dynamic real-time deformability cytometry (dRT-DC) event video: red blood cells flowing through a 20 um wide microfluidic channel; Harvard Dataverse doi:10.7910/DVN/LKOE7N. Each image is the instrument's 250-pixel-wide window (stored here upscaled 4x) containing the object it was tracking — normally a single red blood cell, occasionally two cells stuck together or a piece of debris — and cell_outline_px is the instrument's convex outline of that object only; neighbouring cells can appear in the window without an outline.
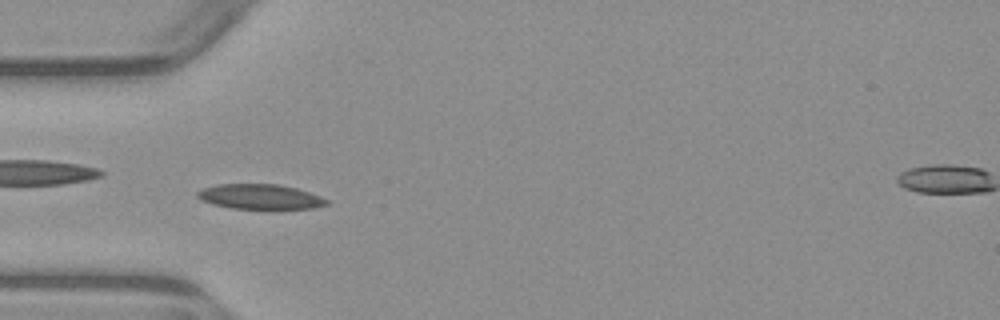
{"species": "common noctule bat (a hibernating species)", "species_latin": "Nyctalus noctula", "temperature_condition": "warm", "stored_images_in_passage": 7, "camera_frame_rate_fps": 3000, "um_per_image_px": 0.085, "animal": {"sex": "male", "body_mass_g": 23.1, "forearm_length_mm": 52.7}, "frame": {"image": 1, "passage_image": 4, "time_ms": 5.0, "image_size_px": [1000, 320], "cell_outline_px": [[332, 204], [312, 208], [232, 208], [212, 204], [200, 200], [196, 196], [196, 192], [204, 188], [216, 184], [280, 184], [296, 188], [320, 196], [328, 200]], "centroid_in_image_um": [22.1, 16.71], "position_along_channel_um": 62.9, "area_um2": 18.73}}
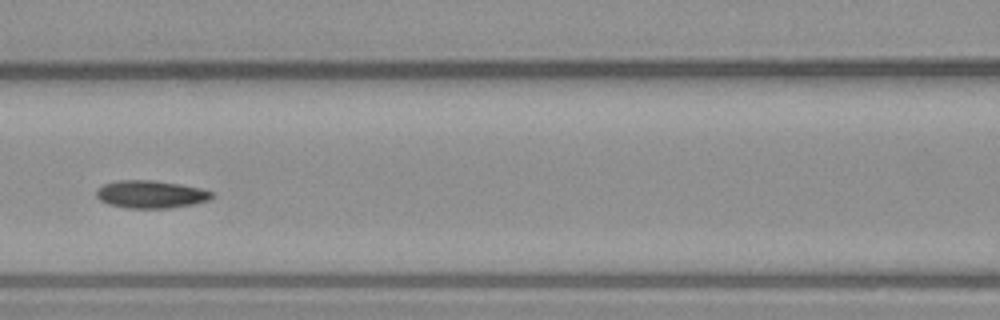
{"frame": {"image": 2, "passage_image": 6, "time_ms": 7.333, "image_size_px": [1000, 320], "cell_outline_px": [[212, 196], [208, 200], [192, 204], [168, 208], [124, 208], [108, 204], [100, 200], [96, 196], [96, 188], [104, 184], [116, 180], [152, 180], [200, 188], [212, 192]], "centroid_in_image_um": [12.74, 16.52], "position_along_channel_um": 153.9, "area_um2": 18.5}}
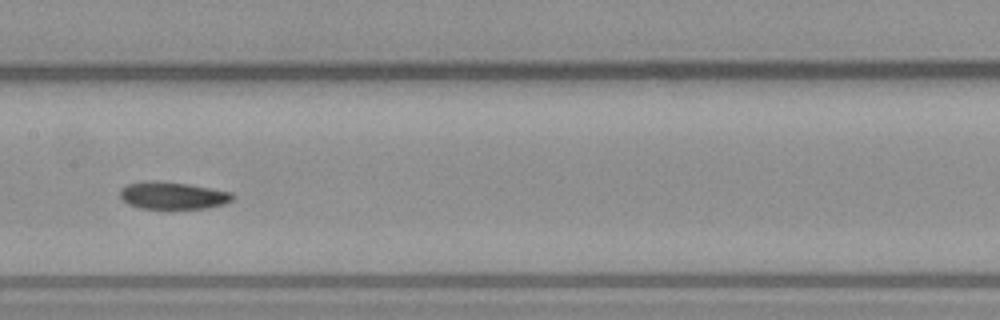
{"frame": {"image": 3, "passage_image": 7, "time_ms": 8.333, "image_size_px": [1000, 320], "cell_outline_px": [[236, 196], [232, 200], [224, 204], [208, 208], [140, 208], [128, 204], [120, 196], [120, 192], [128, 184], [188, 184], [232, 192]], "centroid_in_image_um": [14.81, 16.68], "position_along_channel_um": 192.6, "area_um2": 16.82}}